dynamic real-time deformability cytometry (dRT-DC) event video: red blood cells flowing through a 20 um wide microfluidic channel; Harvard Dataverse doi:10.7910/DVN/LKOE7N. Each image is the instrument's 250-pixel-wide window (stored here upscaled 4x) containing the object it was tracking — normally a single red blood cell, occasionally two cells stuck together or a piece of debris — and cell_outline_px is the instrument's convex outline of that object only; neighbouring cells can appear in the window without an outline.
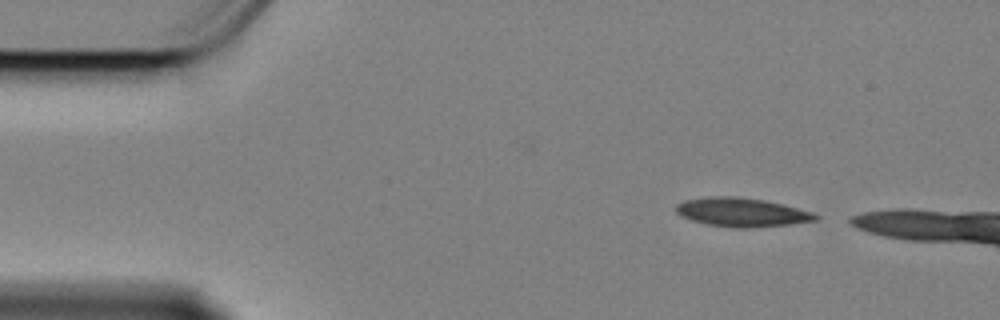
{"species": "Egyptian fruit bat (a non-hibernating species)", "species_latin": "Rousettus aegyptiacus", "temperature_condition": "cold", "stored_images_in_passage": 6, "camera_frame_rate_fps": 3000, "um_per_image_px": 0.085, "animal": {"sex": "female"}, "frame": {"image": 1, "passage_image": 1, "time_ms": 0.0, "image_size_px": [1000, 320], "cell_outline_px": [[820, 216], [816, 220], [788, 224], [752, 228], [736, 228], [708, 224], [692, 220], [680, 216], [676, 212], [676, 204], [684, 200], [708, 196], [736, 196], [764, 200], [812, 212]], "centroid_in_image_um": [63.0, 18.04], "position_along_channel_um": 22.0, "area_um2": 23.29}}